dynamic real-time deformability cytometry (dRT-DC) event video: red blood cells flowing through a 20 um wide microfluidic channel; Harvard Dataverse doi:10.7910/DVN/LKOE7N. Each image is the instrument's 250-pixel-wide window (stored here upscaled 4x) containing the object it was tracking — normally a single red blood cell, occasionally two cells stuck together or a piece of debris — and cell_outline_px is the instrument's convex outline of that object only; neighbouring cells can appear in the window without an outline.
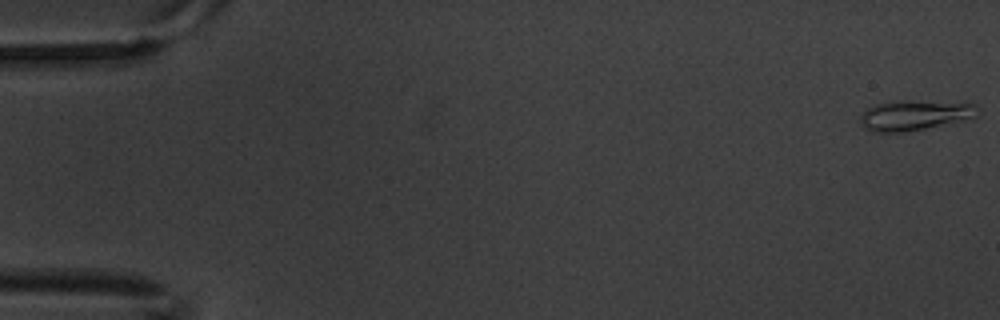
{"species": "common noctule bat (a hibernating species)", "species_latin": "Nyctalus noctula", "temperature_condition": "warm", "stored_images_in_passage": 6, "camera_frame_rate_fps": 3000, "um_per_image_px": 0.085, "animal": {"sex": "male", "body_mass_g": 20.1, "forearm_length_mm": 53.5}, "frame": {"image": 1, "passage_image": 1, "time_ms": 0.0, "image_size_px": [1000, 320], "cell_outline_px": [[980, 108], [976, 116], [972, 120], [904, 132], [872, 132], [864, 128], [860, 124], [860, 116], [868, 108], [876, 104], [904, 100], [908, 100], [976, 104]], "centroid_in_image_um": [77.8, 9.81], "position_along_channel_um": 7.2, "area_um2": 20.92}}
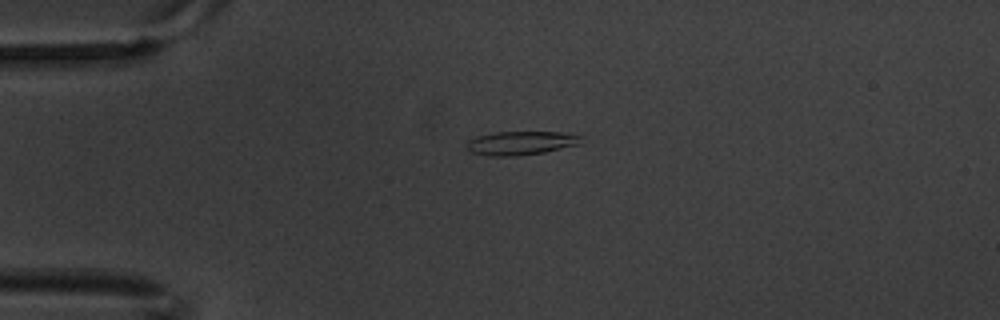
{"frame": {"image": 2, "passage_image": 5, "time_ms": 1.333, "image_size_px": [1000, 320], "cell_outline_px": [[584, 144], [544, 152], [516, 156], [488, 156], [472, 152], [464, 144], [468, 140], [476, 136], [496, 132], [560, 132], [584, 136]], "centroid_in_image_um": [44.34, 12.15], "position_along_channel_um": 40.7, "area_um2": 16.13}}